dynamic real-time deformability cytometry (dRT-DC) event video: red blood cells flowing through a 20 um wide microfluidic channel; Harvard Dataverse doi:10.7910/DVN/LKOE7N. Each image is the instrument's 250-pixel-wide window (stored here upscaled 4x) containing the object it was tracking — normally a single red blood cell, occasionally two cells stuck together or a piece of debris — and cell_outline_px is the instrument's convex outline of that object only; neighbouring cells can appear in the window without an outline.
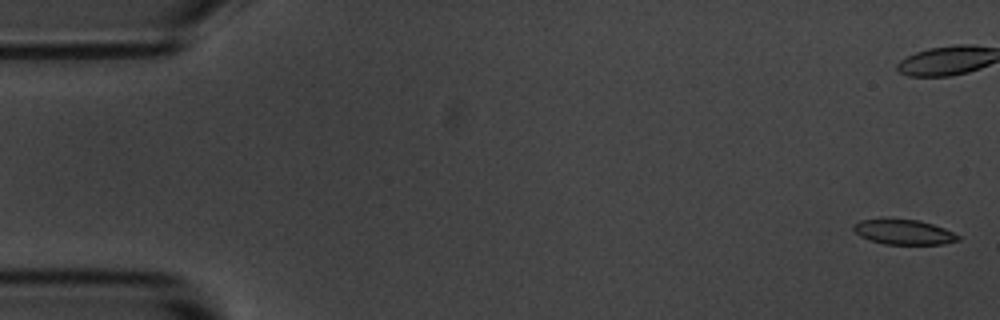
{"species": "common noctule bat (a hibernating species)", "species_latin": "Nyctalus noctula", "temperature_condition": "room temperature", "stored_images_in_passage": 5, "camera_frame_rate_fps": 3000, "um_per_image_px": 0.085, "animal": {"sex": "male", "body_mass_g": 20.1, "forearm_length_mm": 53.5}, "frame": {"image": 1, "passage_image": 1, "time_ms": 0.0, "image_size_px": [1000, 320], "cell_outline_px": [[960, 240], [944, 244], [884, 244], [868, 240], [860, 236], [852, 228], [852, 224], [860, 220], [920, 220], [944, 228], [960, 236]], "centroid_in_image_um": [76.82, 19.74], "position_along_channel_um": 8.2, "area_um2": 15.03}}